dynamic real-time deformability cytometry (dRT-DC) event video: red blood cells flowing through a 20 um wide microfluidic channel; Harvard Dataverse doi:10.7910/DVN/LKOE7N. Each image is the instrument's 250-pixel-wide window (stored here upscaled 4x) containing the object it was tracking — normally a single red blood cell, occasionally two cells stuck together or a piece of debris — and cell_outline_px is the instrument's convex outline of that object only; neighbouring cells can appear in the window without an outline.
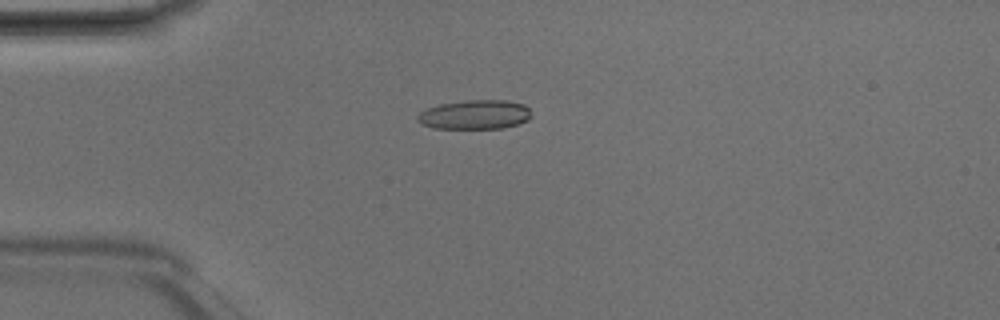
{"species": "Egyptian fruit bat (a non-hibernating species)", "species_latin": "Rousettus aegyptiacus", "temperature_condition": "room temperature", "stored_images_in_passage": 2, "camera_frame_rate_fps": 3000, "um_per_image_px": 0.085, "animal": {"sex": "male"}, "frame": {"image": 1, "passage_image": 1, "time_ms": 0.0, "image_size_px": [1000, 320], "cell_outline_px": [[532, 116], [528, 120], [516, 124], [500, 128], [432, 128], [420, 124], [416, 120], [416, 116], [420, 112], [428, 108], [440, 104], [468, 100], [504, 100], [524, 104], [532, 112]], "centroid_in_image_um": [40.35, 9.74], "position_along_channel_um": 44.7, "area_um2": 19.42}}